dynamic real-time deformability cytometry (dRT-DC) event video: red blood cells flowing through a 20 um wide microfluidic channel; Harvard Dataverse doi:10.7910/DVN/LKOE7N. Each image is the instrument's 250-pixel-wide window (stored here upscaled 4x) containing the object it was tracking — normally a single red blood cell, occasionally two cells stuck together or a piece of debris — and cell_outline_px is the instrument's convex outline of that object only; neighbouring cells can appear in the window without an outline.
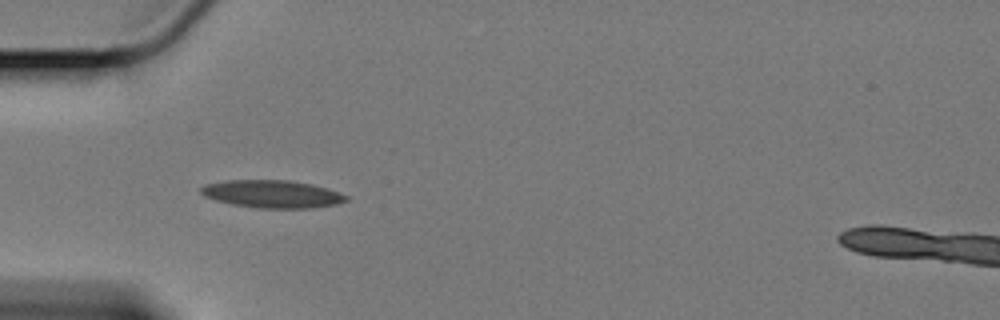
{"species": "Egyptian fruit bat (a non-hibernating species)", "species_latin": "Rousettus aegyptiacus", "temperature_condition": "cold", "stored_images_in_passage": 42, "camera_frame_rate_fps": 3000, "um_per_image_px": 0.085, "animal": {"sex": "female"}, "frame": {"image": 1, "passage_image": 1, "time_ms": 0.0, "image_size_px": [1000, 320], "cell_outline_px": [[348, 200], [336, 204], [312, 208], [256, 208], [232, 204], [216, 200], [204, 196], [200, 192], [200, 188], [204, 184], [224, 180], [288, 180], [312, 184], [328, 188], [348, 196]], "centroid_in_image_um": [23.12, 16.48], "position_along_channel_um": 61.9, "area_um2": 23.52}}
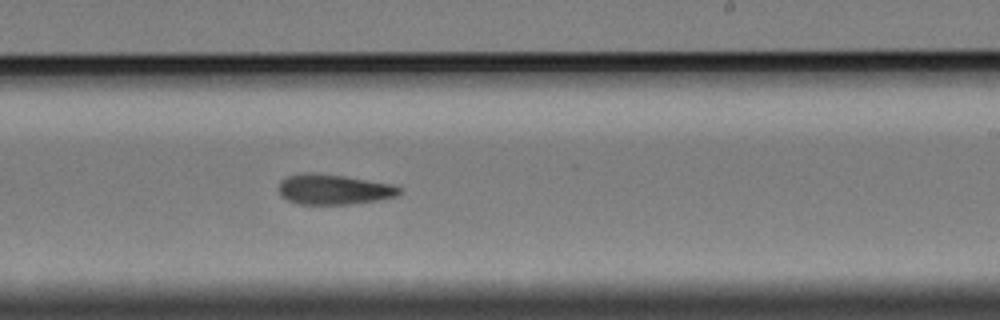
{"frame": {"image": 2, "passage_image": 19, "time_ms": 6.0, "image_size_px": [1000, 320], "cell_outline_px": [[400, 192], [396, 196], [380, 200], [352, 204], [296, 204], [284, 200], [280, 196], [280, 180], [288, 176], [344, 176], [392, 184], [400, 188]], "centroid_in_image_um": [28.4, 16.16], "position_along_channel_um": 260.6, "area_um2": 20.46}}
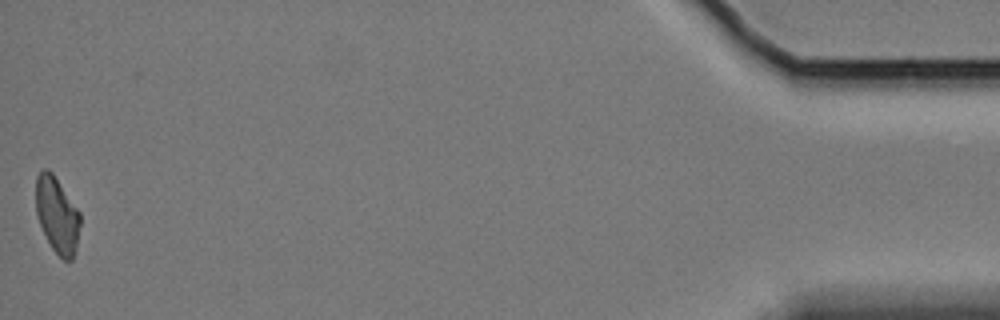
{"frame": {"image": 3, "passage_image": 42, "time_ms": 13.667, "image_size_px": [1000, 320], "cell_outline_px": [[80, 224], [76, 248], [72, 260], [64, 260], [52, 248], [36, 216], [36, 176], [44, 168], [48, 168], [52, 172], [80, 212]], "centroid_in_image_um": [4.85, 18.25], "position_along_channel_um": 430.4, "area_um2": 19.48}}